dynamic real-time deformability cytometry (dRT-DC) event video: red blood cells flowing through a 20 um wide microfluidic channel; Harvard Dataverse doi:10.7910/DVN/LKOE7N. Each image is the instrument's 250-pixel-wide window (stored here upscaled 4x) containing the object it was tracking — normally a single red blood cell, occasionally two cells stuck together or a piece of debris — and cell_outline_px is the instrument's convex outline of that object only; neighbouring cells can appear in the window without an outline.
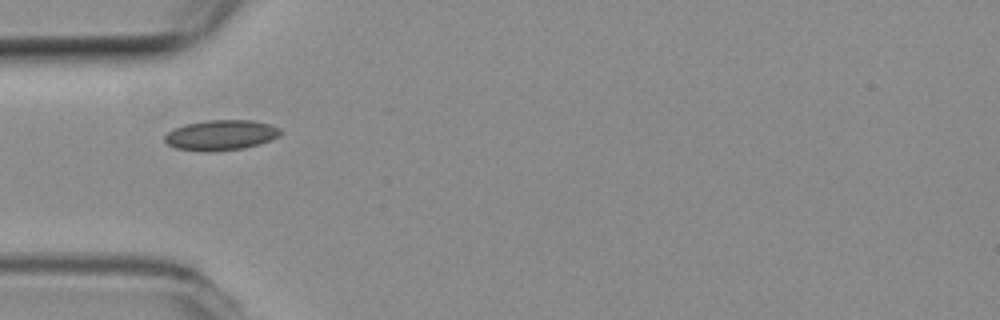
{"species": "common noctule bat (a hibernating species)", "species_latin": "Nyctalus noctula", "temperature_condition": "room temperature", "stored_images_in_passage": 3, "camera_frame_rate_fps": 3000, "um_per_image_px": 0.085, "animal": {"sex": "female", "body_mass_g": 19.3, "forearm_length_mm": 54.1}, "frame": {"image": 1, "passage_image": 1, "time_ms": 0.0, "image_size_px": [1000, 320], "cell_outline_px": [[280, 136], [272, 140], [260, 144], [244, 148], [208, 152], [176, 148], [168, 144], [164, 140], [164, 136], [172, 128], [184, 124], [208, 120], [252, 120], [268, 124], [280, 128]], "centroid_in_image_um": [18.77, 11.48], "position_along_channel_um": 66.2, "area_um2": 20.52}}
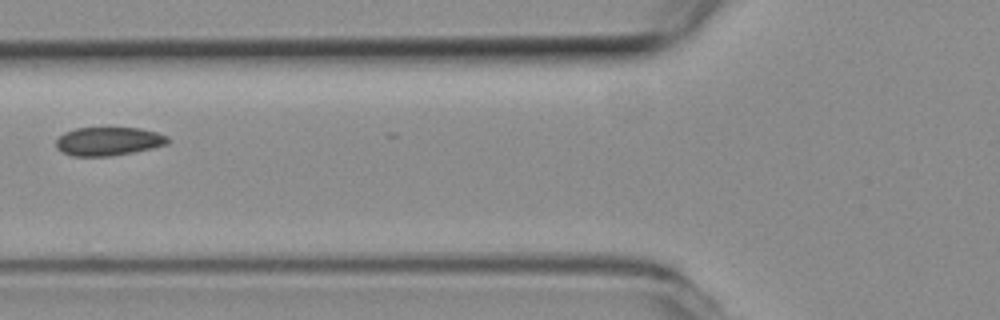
{"frame": {"image": 2, "passage_image": 2, "time_ms": 0.333, "image_size_px": [1000, 320], "cell_outline_px": [[168, 144], [152, 148], [112, 156], [72, 156], [56, 148], [56, 140], [64, 132], [76, 128], [108, 124], [140, 128], [156, 132], [168, 136]], "centroid_in_image_um": [9.21, 11.95], "position_along_channel_um": 116.6, "area_um2": 19.42}}
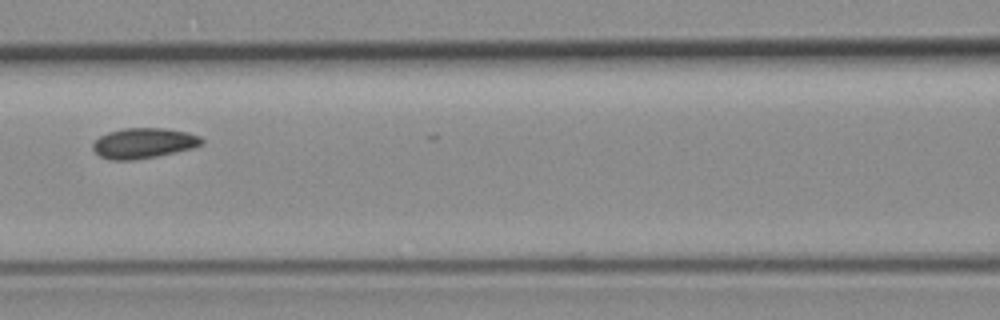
{"frame": {"image": 3, "passage_image": 3, "time_ms": 0.667, "image_size_px": [1000, 320], "cell_outline_px": [[204, 144], [192, 148], [176, 152], [156, 156], [132, 160], [112, 160], [100, 156], [92, 148], [92, 144], [100, 136], [108, 132], [124, 128], [164, 128], [188, 132], [200, 136], [204, 140]], "centroid_in_image_um": [12.23, 12.16], "position_along_channel_um": 154.4, "area_um2": 19.25}}